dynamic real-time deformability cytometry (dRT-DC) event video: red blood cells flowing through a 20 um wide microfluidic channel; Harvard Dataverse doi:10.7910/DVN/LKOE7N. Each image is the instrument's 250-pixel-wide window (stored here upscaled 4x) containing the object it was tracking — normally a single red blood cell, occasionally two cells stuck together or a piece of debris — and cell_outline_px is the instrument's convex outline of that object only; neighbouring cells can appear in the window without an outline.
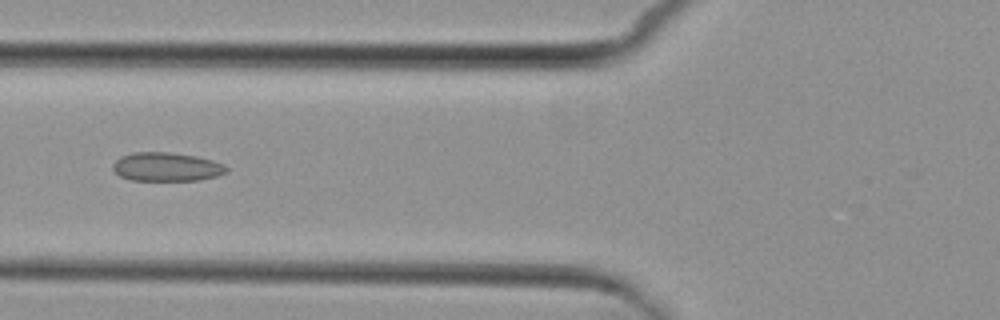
{"species": "common noctule bat (a hibernating species)", "species_latin": "Nyctalus noctula", "temperature_condition": "cold", "stored_images_in_passage": 5, "camera_frame_rate_fps": 3000, "um_per_image_px": 0.085, "animal": {"sex": "female", "body_mass_g": 29.2, "forearm_length_mm": 56.3}, "frame": {"image": 1, "passage_image": 5, "time_ms": 4.667, "image_size_px": [1000, 320], "cell_outline_px": [[228, 172], [216, 176], [200, 180], [128, 180], [120, 176], [112, 168], [112, 164], [120, 156], [132, 152], [168, 152], [196, 156], [212, 160], [224, 164], [228, 168]], "centroid_in_image_um": [14.15, 14.18], "position_along_channel_um": 111.7, "area_um2": 19.13}}